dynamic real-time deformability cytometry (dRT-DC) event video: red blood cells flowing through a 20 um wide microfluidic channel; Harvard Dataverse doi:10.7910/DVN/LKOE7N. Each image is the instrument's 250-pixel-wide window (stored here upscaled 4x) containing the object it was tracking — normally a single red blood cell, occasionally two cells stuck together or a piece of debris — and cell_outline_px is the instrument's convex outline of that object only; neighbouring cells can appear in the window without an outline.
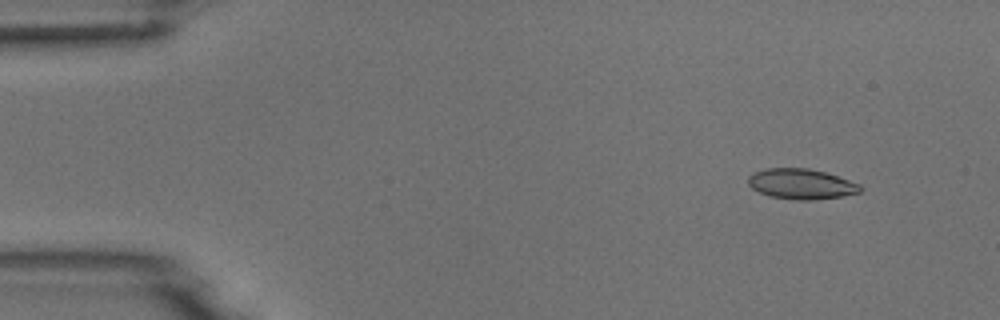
{"species": "common noctule bat (a hibernating species)", "species_latin": "Nyctalus noctula", "temperature_condition": "room temperature", "stored_images_in_passage": 4, "camera_frame_rate_fps": 3000, "um_per_image_px": 0.085, "animal": {"sex": "male", "body_mass_g": 18.8}, "frame": {"image": 1, "passage_image": 1, "time_ms": 0.0, "image_size_px": [1000, 320], "cell_outline_px": [[864, 188], [860, 192], [844, 196], [812, 200], [796, 200], [768, 196], [752, 188], [748, 184], [748, 176], [752, 172], [768, 168], [808, 168], [824, 172], [860, 184]], "centroid_in_image_um": [68.09, 15.64], "position_along_channel_um": 16.9, "area_um2": 19.88}}
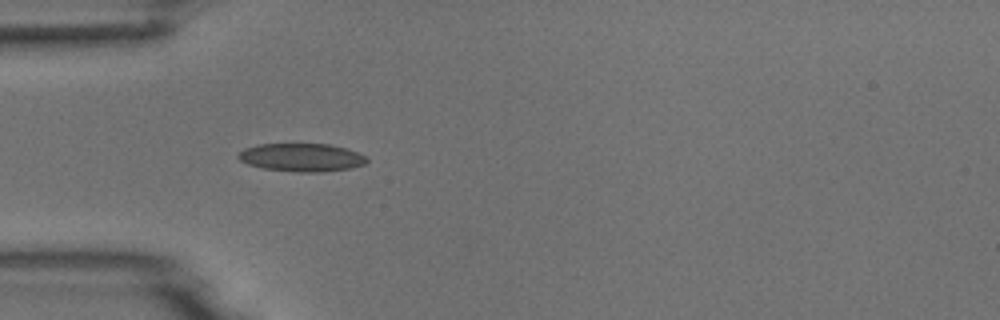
{"frame": {"image": 2, "passage_image": 4, "time_ms": 1.0, "image_size_px": [1000, 320], "cell_outline_px": [[368, 160], [364, 164], [352, 168], [324, 172], [300, 172], [264, 168], [248, 164], [240, 160], [236, 156], [244, 148], [256, 144], [328, 144], [344, 148], [368, 156]], "centroid_in_image_um": [25.64, 13.38], "position_along_channel_um": 59.4, "area_um2": 21.04}}